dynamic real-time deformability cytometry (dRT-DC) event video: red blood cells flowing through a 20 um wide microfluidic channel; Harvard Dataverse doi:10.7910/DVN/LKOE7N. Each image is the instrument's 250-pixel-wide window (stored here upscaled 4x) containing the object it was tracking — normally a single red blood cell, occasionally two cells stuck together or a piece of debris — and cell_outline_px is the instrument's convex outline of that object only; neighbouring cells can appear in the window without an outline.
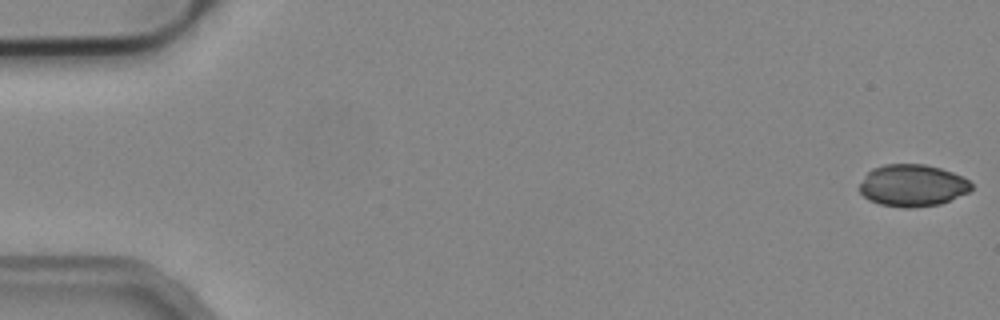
{"species": "common noctule bat (a hibernating species)", "species_latin": "Nyctalus noctula", "temperature_condition": "cold", "stored_images_in_passage": 52, "camera_frame_rate_fps": 3000, "um_per_image_px": 0.085, "animal": {"sex": "male", "body_mass_g": 19.2, "forearm_length_mm": 51.8}, "frame": {"image": 1, "passage_image": 1, "time_ms": 0.0, "image_size_px": [1000, 320], "cell_outline_px": [[972, 188], [968, 192], [940, 204], [912, 208], [904, 208], [880, 204], [868, 200], [860, 192], [860, 184], [864, 176], [872, 168], [884, 164], [924, 164], [940, 168], [952, 172], [968, 180], [972, 184]], "centroid_in_image_um": [77.54, 15.76], "position_along_channel_um": 7.5, "area_um2": 27.34}}
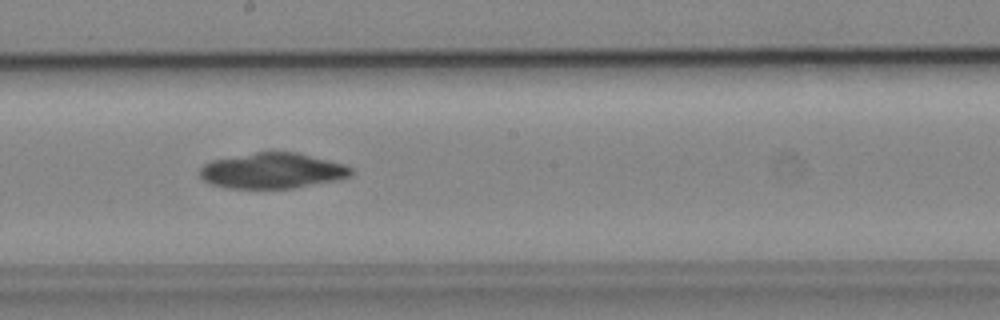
{"frame": {"image": 2, "passage_image": 29, "time_ms": 9.333, "image_size_px": [1000, 320], "cell_outline_px": [[352, 176], [340, 180], [292, 188], [228, 188], [212, 184], [204, 180], [200, 176], [200, 168], [204, 164], [212, 160], [256, 152], [296, 152], [344, 164], [352, 168]], "centroid_in_image_um": [23.18, 14.52], "position_along_channel_um": 225.0, "area_um2": 31.27}}
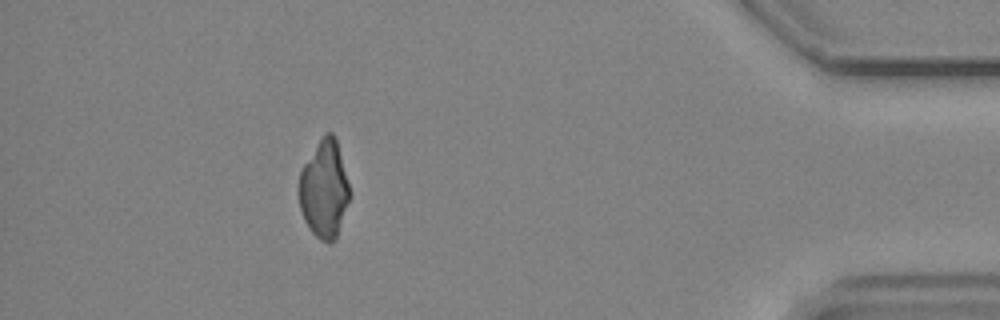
{"frame": {"image": 3, "passage_image": 47, "time_ms": 15.333, "image_size_px": [1000, 320], "cell_outline_px": [[352, 196], [336, 240], [332, 244], [328, 244], [320, 240], [312, 232], [304, 220], [300, 208], [296, 188], [300, 172], [304, 164], [324, 132], [332, 132], [336, 136]], "centroid_in_image_um": [27.57, 16.11], "position_along_channel_um": 407.6, "area_um2": 29.71}}